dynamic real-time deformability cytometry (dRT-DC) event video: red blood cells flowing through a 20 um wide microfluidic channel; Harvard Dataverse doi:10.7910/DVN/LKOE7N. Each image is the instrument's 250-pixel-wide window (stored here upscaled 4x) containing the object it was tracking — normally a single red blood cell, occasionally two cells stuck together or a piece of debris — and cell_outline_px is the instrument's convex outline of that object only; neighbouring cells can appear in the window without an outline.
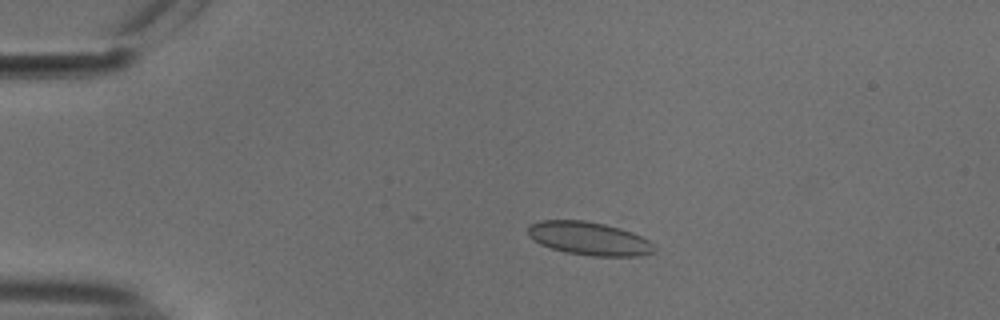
{"species": "common noctule bat (a hibernating species)", "species_latin": "Nyctalus noctula", "temperature_condition": "cold", "stored_images_in_passage": 32, "camera_frame_rate_fps": 3000, "um_per_image_px": 0.085, "animal": {"sex": "male", "body_mass_g": 18.8}, "frame": {"image": 1, "passage_image": 1, "time_ms": 0.0, "image_size_px": [1000, 320], "cell_outline_px": [[656, 252], [644, 256], [592, 256], [564, 252], [540, 244], [528, 236], [528, 224], [540, 220], [620, 216], [648, 240], [656, 248]], "centroid_in_image_um": [50.28, 20.12], "position_along_channel_um": 34.7, "area_um2": 27.92}}
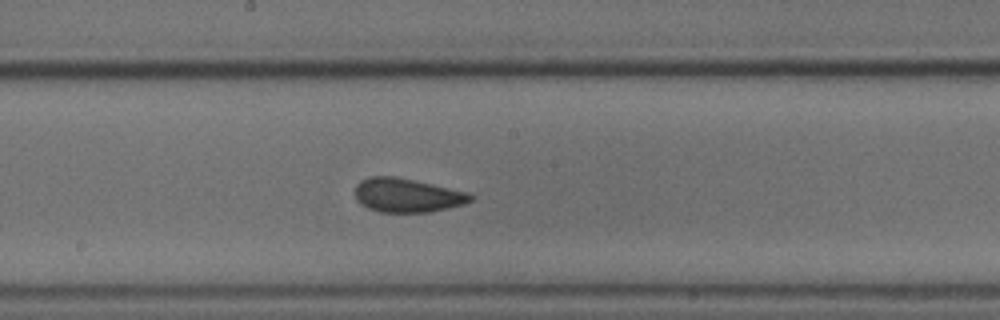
{"frame": {"image": 2, "passage_image": 19, "time_ms": 6.0, "image_size_px": [1000, 320], "cell_outline_px": [[472, 200], [464, 204], [428, 212], [380, 212], [368, 208], [360, 204], [356, 200], [356, 184], [360, 180], [368, 176], [396, 176], [468, 192], [472, 196]], "centroid_in_image_um": [34.56, 16.59], "position_along_channel_um": 213.6, "area_um2": 22.77}}
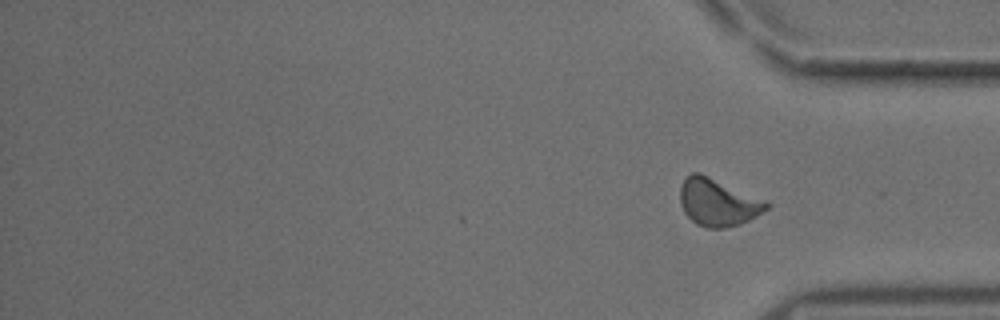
{"frame": {"image": 3, "passage_image": 32, "time_ms": 10.333, "image_size_px": [1000, 320], "cell_outline_px": [[772, 204], [768, 208], [756, 216], [740, 224], [724, 228], [708, 228], [696, 224], [684, 212], [680, 200], [680, 188], [684, 180], [692, 172], [700, 172], [768, 200]], "centroid_in_image_um": [61.06, 17.18], "position_along_channel_um": 374.1, "area_um2": 24.04}, "authors_computed_cell_mechanics": {"area_um2": 22.7154, "velocity_mm_per_s": 3.7364, "shape_relaxation_time_tau1_ms": 2.3771, "shape_relaxation_time_tau2_ms": 0.924, "deformation_change_tau1": 0.0792, "deformation_change_tau2": 0.0555}}